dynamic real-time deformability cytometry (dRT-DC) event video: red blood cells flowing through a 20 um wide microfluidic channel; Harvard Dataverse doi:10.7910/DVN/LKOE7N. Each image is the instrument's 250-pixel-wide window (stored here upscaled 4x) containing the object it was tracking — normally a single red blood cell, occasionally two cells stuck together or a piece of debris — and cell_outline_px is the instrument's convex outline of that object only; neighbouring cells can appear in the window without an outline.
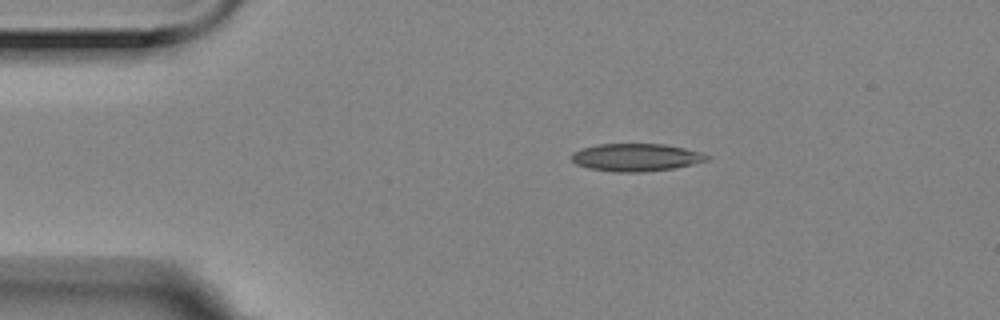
{"species": "Egyptian fruit bat (a non-hibernating species)", "species_latin": "Rousettus aegyptiacus", "temperature_condition": "room temperature", "stored_images_in_passage": 8, "camera_frame_rate_fps": 3000, "um_per_image_px": 0.085, "animal": {"sex": "female"}, "frame": {"image": 1, "passage_image": 1, "time_ms": 0.0, "image_size_px": [1000, 320], "cell_outline_px": [[712, 156], [708, 160], [676, 168], [644, 172], [616, 172], [588, 168], [576, 164], [572, 160], [572, 152], [580, 148], [600, 144], [664, 144], [684, 148], [700, 152]], "centroid_in_image_um": [54.07, 13.38], "position_along_channel_um": 30.9, "area_um2": 21.91}}
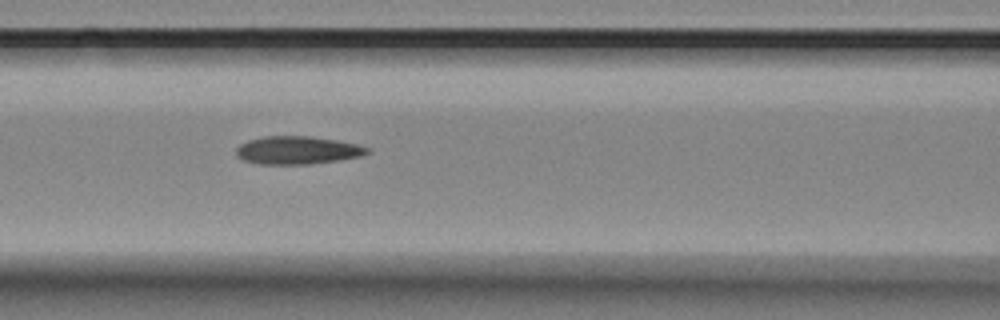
{"frame": {"image": 2, "passage_image": 5, "time_ms": 1.333, "image_size_px": [1000, 320], "cell_outline_px": [[372, 152], [360, 156], [340, 160], [308, 164], [260, 164], [244, 160], [236, 156], [236, 148], [240, 144], [248, 140], [264, 136], [312, 136], [336, 140], [356, 144], [368, 148]], "centroid_in_image_um": [25.27, 12.77], "position_along_channel_um": 141.3, "area_um2": 21.39}}
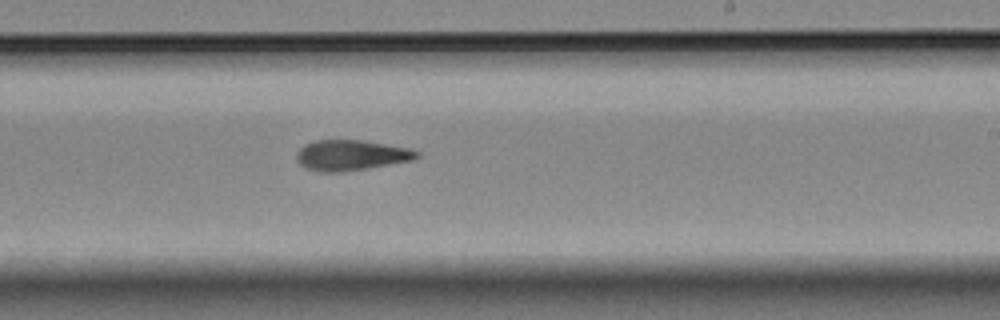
{"frame": {"image": 3, "passage_image": 8, "time_ms": 2.333, "image_size_px": [1000, 320], "cell_outline_px": [[420, 156], [412, 160], [344, 172], [320, 172], [304, 168], [296, 160], [296, 152], [300, 148], [316, 140], [360, 140], [408, 148], [420, 152]], "centroid_in_image_um": [29.81, 13.2], "position_along_channel_um": 259.2, "area_um2": 21.21}}